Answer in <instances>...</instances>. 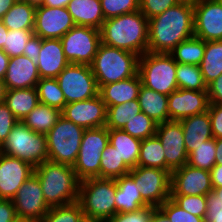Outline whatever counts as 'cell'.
Here are the masks:
<instances>
[{"label": "cell", "instance_id": "1", "mask_svg": "<svg viewBox=\"0 0 222 222\" xmlns=\"http://www.w3.org/2000/svg\"><path fill=\"white\" fill-rule=\"evenodd\" d=\"M148 52L169 54L176 46L194 36V6L179 2L148 20Z\"/></svg>", "mask_w": 222, "mask_h": 222}, {"label": "cell", "instance_id": "2", "mask_svg": "<svg viewBox=\"0 0 222 222\" xmlns=\"http://www.w3.org/2000/svg\"><path fill=\"white\" fill-rule=\"evenodd\" d=\"M148 19L140 10L106 19L100 28L101 43L139 57L148 51Z\"/></svg>", "mask_w": 222, "mask_h": 222}, {"label": "cell", "instance_id": "3", "mask_svg": "<svg viewBox=\"0 0 222 222\" xmlns=\"http://www.w3.org/2000/svg\"><path fill=\"white\" fill-rule=\"evenodd\" d=\"M45 202L49 207L78 201L80 180L73 166L45 161L35 167Z\"/></svg>", "mask_w": 222, "mask_h": 222}, {"label": "cell", "instance_id": "4", "mask_svg": "<svg viewBox=\"0 0 222 222\" xmlns=\"http://www.w3.org/2000/svg\"><path fill=\"white\" fill-rule=\"evenodd\" d=\"M138 62L137 54L101 43L90 66L100 88L135 76Z\"/></svg>", "mask_w": 222, "mask_h": 222}, {"label": "cell", "instance_id": "5", "mask_svg": "<svg viewBox=\"0 0 222 222\" xmlns=\"http://www.w3.org/2000/svg\"><path fill=\"white\" fill-rule=\"evenodd\" d=\"M116 181L90 178L80 182L78 202L85 219L106 222L116 214Z\"/></svg>", "mask_w": 222, "mask_h": 222}, {"label": "cell", "instance_id": "6", "mask_svg": "<svg viewBox=\"0 0 222 222\" xmlns=\"http://www.w3.org/2000/svg\"><path fill=\"white\" fill-rule=\"evenodd\" d=\"M0 152L37 167L48 160L47 138L18 121L0 146Z\"/></svg>", "mask_w": 222, "mask_h": 222}, {"label": "cell", "instance_id": "7", "mask_svg": "<svg viewBox=\"0 0 222 222\" xmlns=\"http://www.w3.org/2000/svg\"><path fill=\"white\" fill-rule=\"evenodd\" d=\"M176 67L177 63L170 54L147 51L139 57L138 74L143 86L169 95L178 89Z\"/></svg>", "mask_w": 222, "mask_h": 222}, {"label": "cell", "instance_id": "8", "mask_svg": "<svg viewBox=\"0 0 222 222\" xmlns=\"http://www.w3.org/2000/svg\"><path fill=\"white\" fill-rule=\"evenodd\" d=\"M84 130L61 115L46 134L48 160L73 166L77 160Z\"/></svg>", "mask_w": 222, "mask_h": 222}, {"label": "cell", "instance_id": "9", "mask_svg": "<svg viewBox=\"0 0 222 222\" xmlns=\"http://www.w3.org/2000/svg\"><path fill=\"white\" fill-rule=\"evenodd\" d=\"M109 144L108 128L85 129L73 169L80 181L100 178L101 153Z\"/></svg>", "mask_w": 222, "mask_h": 222}, {"label": "cell", "instance_id": "10", "mask_svg": "<svg viewBox=\"0 0 222 222\" xmlns=\"http://www.w3.org/2000/svg\"><path fill=\"white\" fill-rule=\"evenodd\" d=\"M56 79L66 104L99 95V87L90 65L69 63Z\"/></svg>", "mask_w": 222, "mask_h": 222}, {"label": "cell", "instance_id": "11", "mask_svg": "<svg viewBox=\"0 0 222 222\" xmlns=\"http://www.w3.org/2000/svg\"><path fill=\"white\" fill-rule=\"evenodd\" d=\"M60 40L69 63L91 65L101 44L100 30L75 25Z\"/></svg>", "mask_w": 222, "mask_h": 222}, {"label": "cell", "instance_id": "12", "mask_svg": "<svg viewBox=\"0 0 222 222\" xmlns=\"http://www.w3.org/2000/svg\"><path fill=\"white\" fill-rule=\"evenodd\" d=\"M128 174L135 181L143 201L148 206L159 207L170 198L171 171L137 166Z\"/></svg>", "mask_w": 222, "mask_h": 222}, {"label": "cell", "instance_id": "13", "mask_svg": "<svg viewBox=\"0 0 222 222\" xmlns=\"http://www.w3.org/2000/svg\"><path fill=\"white\" fill-rule=\"evenodd\" d=\"M12 201L16 215L20 218H30L40 222L50 209L35 173L21 185Z\"/></svg>", "mask_w": 222, "mask_h": 222}, {"label": "cell", "instance_id": "14", "mask_svg": "<svg viewBox=\"0 0 222 222\" xmlns=\"http://www.w3.org/2000/svg\"><path fill=\"white\" fill-rule=\"evenodd\" d=\"M75 25L67 7H36L33 32L42 39H60Z\"/></svg>", "mask_w": 222, "mask_h": 222}, {"label": "cell", "instance_id": "15", "mask_svg": "<svg viewBox=\"0 0 222 222\" xmlns=\"http://www.w3.org/2000/svg\"><path fill=\"white\" fill-rule=\"evenodd\" d=\"M156 136L162 143L166 170L173 171L187 164L188 153L184 144L180 121H166L157 125Z\"/></svg>", "mask_w": 222, "mask_h": 222}, {"label": "cell", "instance_id": "16", "mask_svg": "<svg viewBox=\"0 0 222 222\" xmlns=\"http://www.w3.org/2000/svg\"><path fill=\"white\" fill-rule=\"evenodd\" d=\"M194 6V36L204 41L222 40V4L201 0Z\"/></svg>", "mask_w": 222, "mask_h": 222}, {"label": "cell", "instance_id": "17", "mask_svg": "<svg viewBox=\"0 0 222 222\" xmlns=\"http://www.w3.org/2000/svg\"><path fill=\"white\" fill-rule=\"evenodd\" d=\"M62 116L84 129L100 128L106 125L107 106L97 95L88 100L66 104Z\"/></svg>", "mask_w": 222, "mask_h": 222}, {"label": "cell", "instance_id": "18", "mask_svg": "<svg viewBox=\"0 0 222 222\" xmlns=\"http://www.w3.org/2000/svg\"><path fill=\"white\" fill-rule=\"evenodd\" d=\"M212 190L210 171L185 164L171 172L170 195H207Z\"/></svg>", "mask_w": 222, "mask_h": 222}, {"label": "cell", "instance_id": "19", "mask_svg": "<svg viewBox=\"0 0 222 222\" xmlns=\"http://www.w3.org/2000/svg\"><path fill=\"white\" fill-rule=\"evenodd\" d=\"M209 104L207 91L178 88L168 95L169 121H180L206 112Z\"/></svg>", "mask_w": 222, "mask_h": 222}, {"label": "cell", "instance_id": "20", "mask_svg": "<svg viewBox=\"0 0 222 222\" xmlns=\"http://www.w3.org/2000/svg\"><path fill=\"white\" fill-rule=\"evenodd\" d=\"M34 170L31 164L0 152V198L12 199Z\"/></svg>", "mask_w": 222, "mask_h": 222}, {"label": "cell", "instance_id": "21", "mask_svg": "<svg viewBox=\"0 0 222 222\" xmlns=\"http://www.w3.org/2000/svg\"><path fill=\"white\" fill-rule=\"evenodd\" d=\"M37 64L27 56L11 57L3 78L6 89L33 88L40 80Z\"/></svg>", "mask_w": 222, "mask_h": 222}, {"label": "cell", "instance_id": "22", "mask_svg": "<svg viewBox=\"0 0 222 222\" xmlns=\"http://www.w3.org/2000/svg\"><path fill=\"white\" fill-rule=\"evenodd\" d=\"M68 64L60 39H42L37 63L40 78H56Z\"/></svg>", "mask_w": 222, "mask_h": 222}, {"label": "cell", "instance_id": "23", "mask_svg": "<svg viewBox=\"0 0 222 222\" xmlns=\"http://www.w3.org/2000/svg\"><path fill=\"white\" fill-rule=\"evenodd\" d=\"M184 134V144L188 154L204 141L213 138L208 110L180 120Z\"/></svg>", "mask_w": 222, "mask_h": 222}, {"label": "cell", "instance_id": "24", "mask_svg": "<svg viewBox=\"0 0 222 222\" xmlns=\"http://www.w3.org/2000/svg\"><path fill=\"white\" fill-rule=\"evenodd\" d=\"M141 85V77L137 73L131 78L101 86L99 95L107 107L115 106L138 99Z\"/></svg>", "mask_w": 222, "mask_h": 222}, {"label": "cell", "instance_id": "25", "mask_svg": "<svg viewBox=\"0 0 222 222\" xmlns=\"http://www.w3.org/2000/svg\"><path fill=\"white\" fill-rule=\"evenodd\" d=\"M116 181V213L135 212L148 205L143 201L135 181L129 175H123Z\"/></svg>", "mask_w": 222, "mask_h": 222}, {"label": "cell", "instance_id": "26", "mask_svg": "<svg viewBox=\"0 0 222 222\" xmlns=\"http://www.w3.org/2000/svg\"><path fill=\"white\" fill-rule=\"evenodd\" d=\"M76 25L100 30L105 21L100 0H71L67 5Z\"/></svg>", "mask_w": 222, "mask_h": 222}, {"label": "cell", "instance_id": "27", "mask_svg": "<svg viewBox=\"0 0 222 222\" xmlns=\"http://www.w3.org/2000/svg\"><path fill=\"white\" fill-rule=\"evenodd\" d=\"M4 103L18 121H22L38 104L36 87L7 89Z\"/></svg>", "mask_w": 222, "mask_h": 222}, {"label": "cell", "instance_id": "28", "mask_svg": "<svg viewBox=\"0 0 222 222\" xmlns=\"http://www.w3.org/2000/svg\"><path fill=\"white\" fill-rule=\"evenodd\" d=\"M138 101L141 111L158 124L169 121L168 95L161 94L141 85L138 93Z\"/></svg>", "mask_w": 222, "mask_h": 222}, {"label": "cell", "instance_id": "29", "mask_svg": "<svg viewBox=\"0 0 222 222\" xmlns=\"http://www.w3.org/2000/svg\"><path fill=\"white\" fill-rule=\"evenodd\" d=\"M109 144L115 147L120 159L132 169L137 167L142 140L132 137L122 129H108Z\"/></svg>", "mask_w": 222, "mask_h": 222}, {"label": "cell", "instance_id": "30", "mask_svg": "<svg viewBox=\"0 0 222 222\" xmlns=\"http://www.w3.org/2000/svg\"><path fill=\"white\" fill-rule=\"evenodd\" d=\"M62 111L39 103L22 122L32 131L46 135L61 117Z\"/></svg>", "mask_w": 222, "mask_h": 222}, {"label": "cell", "instance_id": "31", "mask_svg": "<svg viewBox=\"0 0 222 222\" xmlns=\"http://www.w3.org/2000/svg\"><path fill=\"white\" fill-rule=\"evenodd\" d=\"M36 7L26 1L15 2L1 19L8 30H33Z\"/></svg>", "mask_w": 222, "mask_h": 222}, {"label": "cell", "instance_id": "32", "mask_svg": "<svg viewBox=\"0 0 222 222\" xmlns=\"http://www.w3.org/2000/svg\"><path fill=\"white\" fill-rule=\"evenodd\" d=\"M199 66L206 85L222 74V40L206 41L204 57Z\"/></svg>", "mask_w": 222, "mask_h": 222}, {"label": "cell", "instance_id": "33", "mask_svg": "<svg viewBox=\"0 0 222 222\" xmlns=\"http://www.w3.org/2000/svg\"><path fill=\"white\" fill-rule=\"evenodd\" d=\"M206 47V41L193 36L176 46L169 54L176 63L200 65Z\"/></svg>", "mask_w": 222, "mask_h": 222}, {"label": "cell", "instance_id": "34", "mask_svg": "<svg viewBox=\"0 0 222 222\" xmlns=\"http://www.w3.org/2000/svg\"><path fill=\"white\" fill-rule=\"evenodd\" d=\"M137 166L166 170L164 149L156 135L142 140Z\"/></svg>", "mask_w": 222, "mask_h": 222}, {"label": "cell", "instance_id": "35", "mask_svg": "<svg viewBox=\"0 0 222 222\" xmlns=\"http://www.w3.org/2000/svg\"><path fill=\"white\" fill-rule=\"evenodd\" d=\"M130 171L131 168L120 159L115 147L108 144L101 153L100 178L117 179Z\"/></svg>", "mask_w": 222, "mask_h": 222}, {"label": "cell", "instance_id": "36", "mask_svg": "<svg viewBox=\"0 0 222 222\" xmlns=\"http://www.w3.org/2000/svg\"><path fill=\"white\" fill-rule=\"evenodd\" d=\"M141 111L139 101L131 100L115 106L107 107L106 127L108 129H122Z\"/></svg>", "mask_w": 222, "mask_h": 222}, {"label": "cell", "instance_id": "37", "mask_svg": "<svg viewBox=\"0 0 222 222\" xmlns=\"http://www.w3.org/2000/svg\"><path fill=\"white\" fill-rule=\"evenodd\" d=\"M39 103L54 107L62 111L66 99L56 78H41L36 84Z\"/></svg>", "mask_w": 222, "mask_h": 222}, {"label": "cell", "instance_id": "38", "mask_svg": "<svg viewBox=\"0 0 222 222\" xmlns=\"http://www.w3.org/2000/svg\"><path fill=\"white\" fill-rule=\"evenodd\" d=\"M176 77L179 89L207 91L199 65L177 63Z\"/></svg>", "mask_w": 222, "mask_h": 222}, {"label": "cell", "instance_id": "39", "mask_svg": "<svg viewBox=\"0 0 222 222\" xmlns=\"http://www.w3.org/2000/svg\"><path fill=\"white\" fill-rule=\"evenodd\" d=\"M215 154L216 138H212L204 141L188 154L187 164L195 168L211 171L216 164Z\"/></svg>", "mask_w": 222, "mask_h": 222}, {"label": "cell", "instance_id": "40", "mask_svg": "<svg viewBox=\"0 0 222 222\" xmlns=\"http://www.w3.org/2000/svg\"><path fill=\"white\" fill-rule=\"evenodd\" d=\"M157 125V122L140 111L132 120L125 124L122 130L129 133L132 137L144 140L156 135Z\"/></svg>", "mask_w": 222, "mask_h": 222}, {"label": "cell", "instance_id": "41", "mask_svg": "<svg viewBox=\"0 0 222 222\" xmlns=\"http://www.w3.org/2000/svg\"><path fill=\"white\" fill-rule=\"evenodd\" d=\"M85 219L78 201L50 207L48 213L40 222H82Z\"/></svg>", "mask_w": 222, "mask_h": 222}, {"label": "cell", "instance_id": "42", "mask_svg": "<svg viewBox=\"0 0 222 222\" xmlns=\"http://www.w3.org/2000/svg\"><path fill=\"white\" fill-rule=\"evenodd\" d=\"M33 35V30H8L3 51L10 58L23 55L26 43Z\"/></svg>", "mask_w": 222, "mask_h": 222}, {"label": "cell", "instance_id": "43", "mask_svg": "<svg viewBox=\"0 0 222 222\" xmlns=\"http://www.w3.org/2000/svg\"><path fill=\"white\" fill-rule=\"evenodd\" d=\"M170 198L183 210L205 218L207 209L206 195H170Z\"/></svg>", "mask_w": 222, "mask_h": 222}, {"label": "cell", "instance_id": "44", "mask_svg": "<svg viewBox=\"0 0 222 222\" xmlns=\"http://www.w3.org/2000/svg\"><path fill=\"white\" fill-rule=\"evenodd\" d=\"M104 19L139 10L140 0H100Z\"/></svg>", "mask_w": 222, "mask_h": 222}, {"label": "cell", "instance_id": "45", "mask_svg": "<svg viewBox=\"0 0 222 222\" xmlns=\"http://www.w3.org/2000/svg\"><path fill=\"white\" fill-rule=\"evenodd\" d=\"M159 208L171 222H205L203 217L195 216L183 210L171 198L163 202Z\"/></svg>", "mask_w": 222, "mask_h": 222}, {"label": "cell", "instance_id": "46", "mask_svg": "<svg viewBox=\"0 0 222 222\" xmlns=\"http://www.w3.org/2000/svg\"><path fill=\"white\" fill-rule=\"evenodd\" d=\"M179 0H140L139 10L149 20L178 4Z\"/></svg>", "mask_w": 222, "mask_h": 222}, {"label": "cell", "instance_id": "47", "mask_svg": "<svg viewBox=\"0 0 222 222\" xmlns=\"http://www.w3.org/2000/svg\"><path fill=\"white\" fill-rule=\"evenodd\" d=\"M155 208L147 206L135 212L116 213L106 222H150Z\"/></svg>", "mask_w": 222, "mask_h": 222}, {"label": "cell", "instance_id": "48", "mask_svg": "<svg viewBox=\"0 0 222 222\" xmlns=\"http://www.w3.org/2000/svg\"><path fill=\"white\" fill-rule=\"evenodd\" d=\"M18 122L11 110L4 102L0 103V146L7 139V136Z\"/></svg>", "mask_w": 222, "mask_h": 222}, {"label": "cell", "instance_id": "49", "mask_svg": "<svg viewBox=\"0 0 222 222\" xmlns=\"http://www.w3.org/2000/svg\"><path fill=\"white\" fill-rule=\"evenodd\" d=\"M206 203L205 222H222V201L213 190L206 195Z\"/></svg>", "mask_w": 222, "mask_h": 222}, {"label": "cell", "instance_id": "50", "mask_svg": "<svg viewBox=\"0 0 222 222\" xmlns=\"http://www.w3.org/2000/svg\"><path fill=\"white\" fill-rule=\"evenodd\" d=\"M213 138H222V104L210 103L208 107Z\"/></svg>", "mask_w": 222, "mask_h": 222}, {"label": "cell", "instance_id": "51", "mask_svg": "<svg viewBox=\"0 0 222 222\" xmlns=\"http://www.w3.org/2000/svg\"><path fill=\"white\" fill-rule=\"evenodd\" d=\"M41 47L42 38L33 35L31 39L27 41L23 55L27 56L33 63L37 64L39 61Z\"/></svg>", "mask_w": 222, "mask_h": 222}, {"label": "cell", "instance_id": "52", "mask_svg": "<svg viewBox=\"0 0 222 222\" xmlns=\"http://www.w3.org/2000/svg\"><path fill=\"white\" fill-rule=\"evenodd\" d=\"M209 103L222 104V74L207 85Z\"/></svg>", "mask_w": 222, "mask_h": 222}, {"label": "cell", "instance_id": "53", "mask_svg": "<svg viewBox=\"0 0 222 222\" xmlns=\"http://www.w3.org/2000/svg\"><path fill=\"white\" fill-rule=\"evenodd\" d=\"M16 217L12 199L0 198V222H13Z\"/></svg>", "mask_w": 222, "mask_h": 222}, {"label": "cell", "instance_id": "54", "mask_svg": "<svg viewBox=\"0 0 222 222\" xmlns=\"http://www.w3.org/2000/svg\"><path fill=\"white\" fill-rule=\"evenodd\" d=\"M210 173L213 188L222 187V164H215Z\"/></svg>", "mask_w": 222, "mask_h": 222}, {"label": "cell", "instance_id": "55", "mask_svg": "<svg viewBox=\"0 0 222 222\" xmlns=\"http://www.w3.org/2000/svg\"><path fill=\"white\" fill-rule=\"evenodd\" d=\"M10 57L3 51L0 50V79L3 80L7 71L8 62Z\"/></svg>", "mask_w": 222, "mask_h": 222}, {"label": "cell", "instance_id": "56", "mask_svg": "<svg viewBox=\"0 0 222 222\" xmlns=\"http://www.w3.org/2000/svg\"><path fill=\"white\" fill-rule=\"evenodd\" d=\"M150 222H171V221L168 219L166 214L159 207H156L154 209Z\"/></svg>", "mask_w": 222, "mask_h": 222}, {"label": "cell", "instance_id": "57", "mask_svg": "<svg viewBox=\"0 0 222 222\" xmlns=\"http://www.w3.org/2000/svg\"><path fill=\"white\" fill-rule=\"evenodd\" d=\"M15 0H0V20L11 9Z\"/></svg>", "mask_w": 222, "mask_h": 222}, {"label": "cell", "instance_id": "58", "mask_svg": "<svg viewBox=\"0 0 222 222\" xmlns=\"http://www.w3.org/2000/svg\"><path fill=\"white\" fill-rule=\"evenodd\" d=\"M71 0H44L43 6L48 7H67Z\"/></svg>", "mask_w": 222, "mask_h": 222}, {"label": "cell", "instance_id": "59", "mask_svg": "<svg viewBox=\"0 0 222 222\" xmlns=\"http://www.w3.org/2000/svg\"><path fill=\"white\" fill-rule=\"evenodd\" d=\"M8 35V29L3 24V21L0 20V50H3L5 46V39Z\"/></svg>", "mask_w": 222, "mask_h": 222}, {"label": "cell", "instance_id": "60", "mask_svg": "<svg viewBox=\"0 0 222 222\" xmlns=\"http://www.w3.org/2000/svg\"><path fill=\"white\" fill-rule=\"evenodd\" d=\"M216 164H222V138L216 139Z\"/></svg>", "mask_w": 222, "mask_h": 222}, {"label": "cell", "instance_id": "61", "mask_svg": "<svg viewBox=\"0 0 222 222\" xmlns=\"http://www.w3.org/2000/svg\"><path fill=\"white\" fill-rule=\"evenodd\" d=\"M6 86L4 84V81L0 79V103L4 102V97L6 95Z\"/></svg>", "mask_w": 222, "mask_h": 222}, {"label": "cell", "instance_id": "62", "mask_svg": "<svg viewBox=\"0 0 222 222\" xmlns=\"http://www.w3.org/2000/svg\"><path fill=\"white\" fill-rule=\"evenodd\" d=\"M26 2L30 5L38 7V6H41L43 4L44 0H26Z\"/></svg>", "mask_w": 222, "mask_h": 222}, {"label": "cell", "instance_id": "63", "mask_svg": "<svg viewBox=\"0 0 222 222\" xmlns=\"http://www.w3.org/2000/svg\"><path fill=\"white\" fill-rule=\"evenodd\" d=\"M13 222H39V221L34 220V219H30V218H20V217H16Z\"/></svg>", "mask_w": 222, "mask_h": 222}, {"label": "cell", "instance_id": "64", "mask_svg": "<svg viewBox=\"0 0 222 222\" xmlns=\"http://www.w3.org/2000/svg\"><path fill=\"white\" fill-rule=\"evenodd\" d=\"M213 191L218 195V198L222 201V187L213 188Z\"/></svg>", "mask_w": 222, "mask_h": 222}, {"label": "cell", "instance_id": "65", "mask_svg": "<svg viewBox=\"0 0 222 222\" xmlns=\"http://www.w3.org/2000/svg\"><path fill=\"white\" fill-rule=\"evenodd\" d=\"M180 2H187V3H191V4H195L198 3L201 0H179Z\"/></svg>", "mask_w": 222, "mask_h": 222}, {"label": "cell", "instance_id": "66", "mask_svg": "<svg viewBox=\"0 0 222 222\" xmlns=\"http://www.w3.org/2000/svg\"><path fill=\"white\" fill-rule=\"evenodd\" d=\"M82 222H100V221L84 219Z\"/></svg>", "mask_w": 222, "mask_h": 222}]
</instances>
